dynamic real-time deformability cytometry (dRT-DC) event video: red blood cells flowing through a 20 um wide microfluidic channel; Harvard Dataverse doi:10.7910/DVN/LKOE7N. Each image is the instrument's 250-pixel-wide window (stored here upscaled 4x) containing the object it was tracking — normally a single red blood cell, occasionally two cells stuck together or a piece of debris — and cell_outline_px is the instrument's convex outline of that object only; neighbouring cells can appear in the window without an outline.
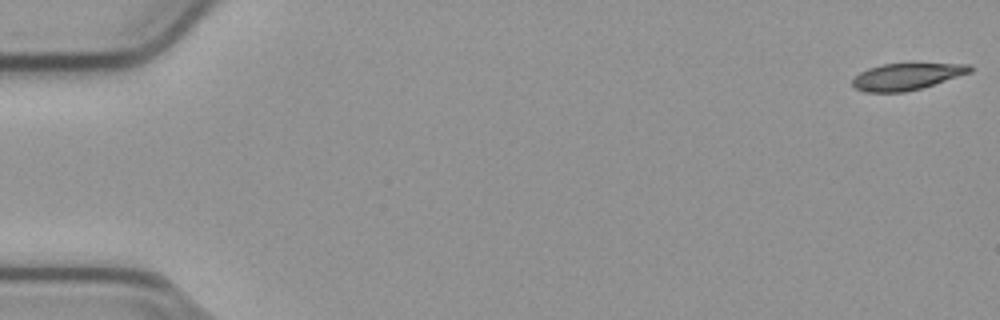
{"species": "common noctule bat (a hibernating species)", "species_latin": "Nyctalus noctula", "temperature_condition": "cold", "stored_images_in_passage": 55, "camera_frame_rate_fps": 3000, "um_per_image_px": 0.085, "animal": {"sex": "male", "body_mass_g": 23.1, "forearm_length_mm": 52.7}, "frame": {"image": 1, "passage_image": 1, "time_ms": 0.0, "image_size_px": [1000, 320], "cell_outline_px": [[972, 72], [920, 88], [904, 92], [864, 92], [856, 88], [852, 84], [852, 80], [860, 72], [868, 68], [884, 64], [972, 64]], "centroid_in_image_um": [77.05, 6.51], "position_along_channel_um": 7.9, "area_um2": 17.98}}
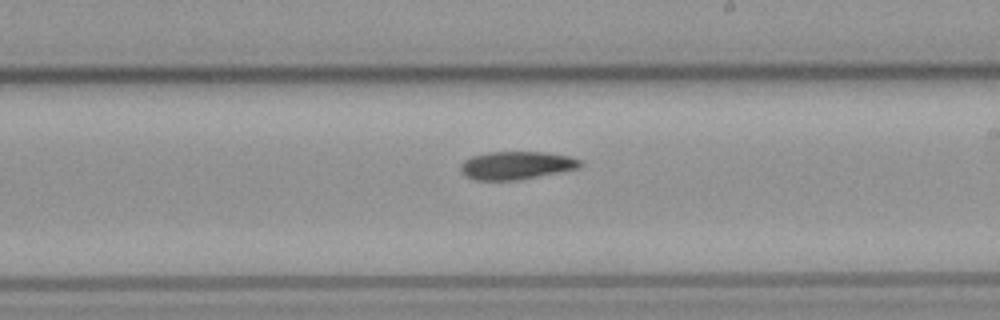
{"frame": {"image": 2, "passage_image": 32, "time_ms": 10.333, "image_size_px": [1000, 320], "cell_outline_px": [[584, 164], [580, 168], [516, 180], [476, 180], [464, 176], [460, 172], [460, 164], [464, 160], [472, 156], [488, 152], [544, 152], [572, 156], [580, 160]], "centroid_in_image_um": [43.88, 14.05], "position_along_channel_um": 245.1, "area_um2": 19.65}}
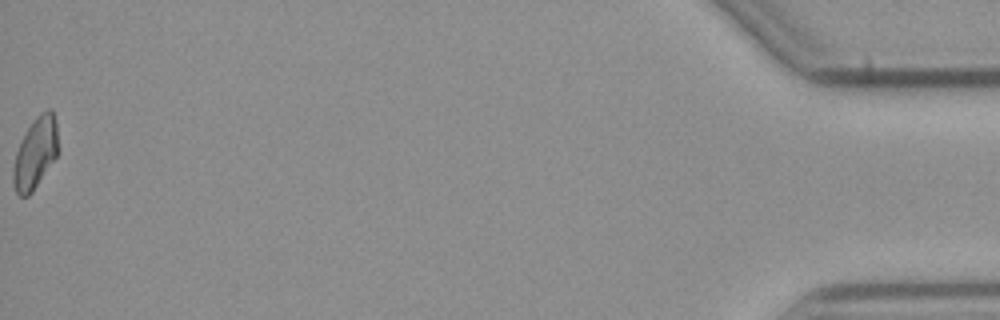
{"frame": {"image": 3, "passage_image": 55, "time_ms": 18.0, "image_size_px": [1000, 320], "cell_outline_px": [[56, 156], [32, 192], [28, 196], [20, 196], [16, 192], [12, 184], [12, 172], [16, 152], [28, 128], [36, 116], [40, 112], [48, 108], [52, 108], [56, 120]], "centroid_in_image_um": [2.98, 13.01], "position_along_channel_um": 432.2, "area_um2": 18.21}, "authors_computed_cell_mechanics": {"area_um2": 19.4208, "velocity_mm_per_s": 3.7895, "shape_relaxation_time_tau1_ms": 5.0634, "shape_relaxation_time_tau2_ms": null, "deformation_change_tau1": 0.1351, "deformation_change_tau2": null}}